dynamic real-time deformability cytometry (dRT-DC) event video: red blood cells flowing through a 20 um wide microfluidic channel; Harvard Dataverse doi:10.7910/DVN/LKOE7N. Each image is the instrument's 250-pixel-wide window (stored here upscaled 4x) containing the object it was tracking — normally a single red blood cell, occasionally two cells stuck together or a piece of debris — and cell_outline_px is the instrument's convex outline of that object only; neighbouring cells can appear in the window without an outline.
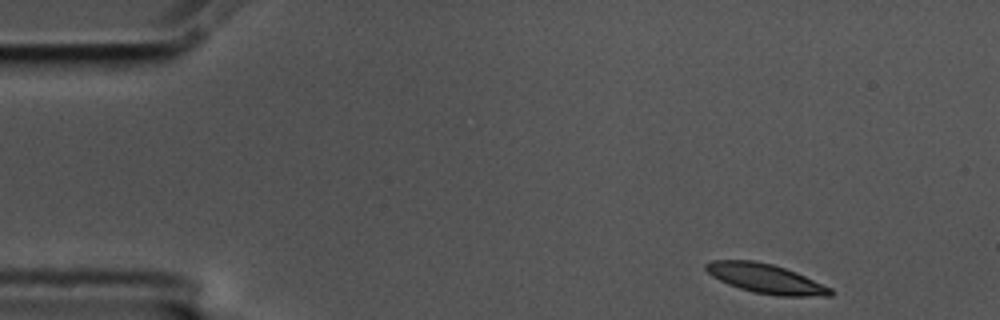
{"species": "common noctule bat (a hibernating species)", "species_latin": "Nyctalus noctula", "temperature_condition": "cold", "stored_images_in_passage": 4, "camera_frame_rate_fps": 3000, "um_per_image_px": 0.085, "animal": {"sex": "male", "body_mass_g": 17.5, "forearm_length_mm": 52.3}, "frame": {"image": 1, "passage_image": 1, "time_ms": 0.0, "image_size_px": [1000, 320], "cell_outline_px": [[832, 296], [776, 296], [752, 292], [728, 284], [712, 276], [704, 268], [704, 264], [712, 260], [756, 260], [772, 264], [796, 272], [832, 288]], "centroid_in_image_um": [65.08, 23.68], "position_along_channel_um": 19.9, "area_um2": 21.39}}
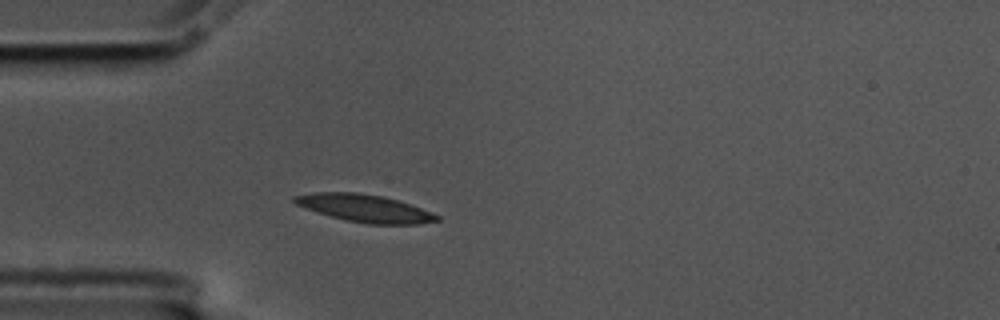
{"frame": {"image": 2, "passage_image": 4, "time_ms": 1.0, "image_size_px": [1000, 320], "cell_outline_px": [[440, 220], [420, 224], [368, 224], [348, 220], [332, 216], [296, 204], [292, 200], [292, 196], [316, 192], [356, 192], [380, 196], [396, 200], [432, 212], [440, 216]], "centroid_in_image_um": [31.03, 17.7], "position_along_channel_um": 54.0, "area_um2": 22.37}}